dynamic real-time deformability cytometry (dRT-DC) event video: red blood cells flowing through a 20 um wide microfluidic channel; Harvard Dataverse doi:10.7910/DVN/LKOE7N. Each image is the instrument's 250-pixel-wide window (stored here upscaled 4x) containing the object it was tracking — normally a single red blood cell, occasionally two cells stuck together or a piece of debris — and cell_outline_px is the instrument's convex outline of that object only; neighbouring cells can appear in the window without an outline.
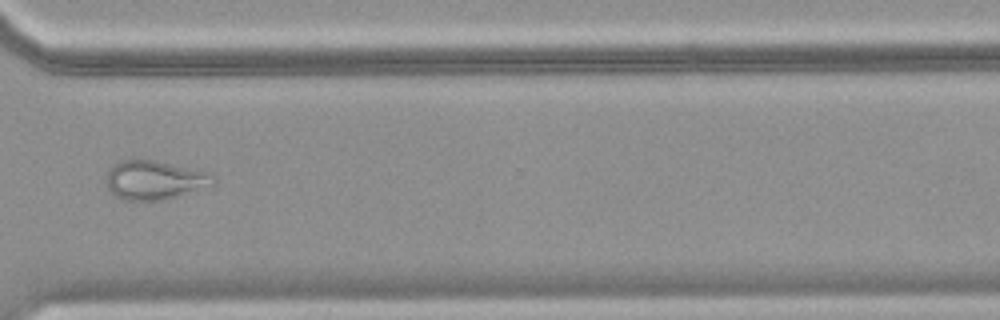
{"species": "common noctule bat (a hibernating species)", "species_latin": "Nyctalus noctula", "temperature_condition": "warm", "stored_images_in_passage": 43, "camera_frame_rate_fps": 3000, "um_per_image_px": 0.085, "animal": {"sex": "female", "body_mass_g": 18.4}, "frame": {"image": 1, "passage_image": 32, "time_ms": 10.333, "image_size_px": [1000, 320], "cell_outline_px": [[216, 184], [212, 188], [168, 200], [124, 200], [116, 196], [108, 188], [108, 168], [112, 164], [120, 160], [156, 160], [208, 172], [216, 176]], "centroid_in_image_um": [13.26, 15.32], "position_along_channel_um": 357.3, "area_um2": 24.97}}
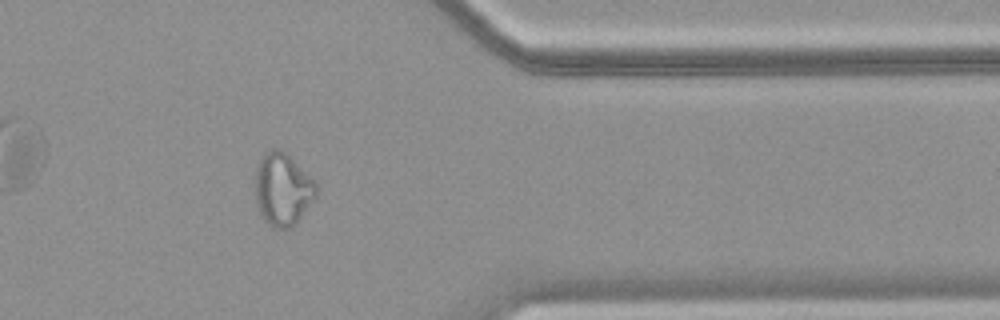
{"frame": {"image": 2, "passage_image": 35, "time_ms": 11.333, "image_size_px": [1000, 320], "cell_outline_px": [[316, 196], [296, 224], [292, 228], [276, 228], [268, 224], [260, 216], [256, 208], [256, 164], [260, 156], [268, 148], [280, 148], [316, 180]], "centroid_in_image_um": [24.01, 16.07], "position_along_channel_um": 387.4, "area_um2": 26.24}}
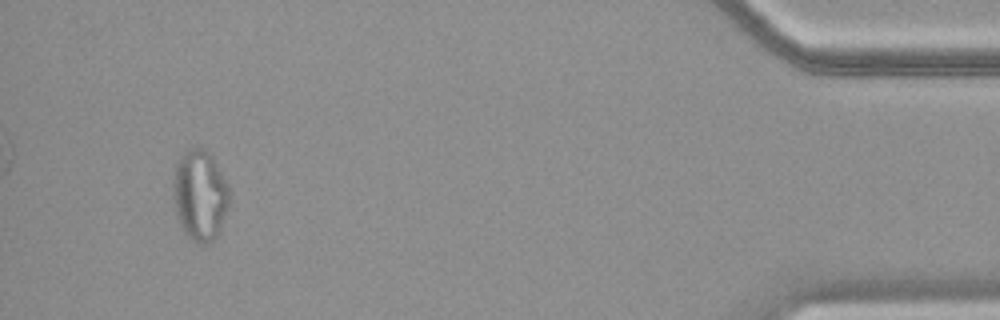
{"frame": {"image": 3, "passage_image": 41, "time_ms": 13.333, "image_size_px": [1000, 320], "cell_outline_px": [[228, 208], [216, 236], [208, 244], [200, 244], [192, 240], [184, 232], [180, 224], [176, 212], [172, 196], [176, 160], [188, 148], [200, 148], [208, 152], [212, 156], [228, 184]], "centroid_in_image_um": [16.97, 16.58], "position_along_channel_um": 418.2, "area_um2": 29.54}}